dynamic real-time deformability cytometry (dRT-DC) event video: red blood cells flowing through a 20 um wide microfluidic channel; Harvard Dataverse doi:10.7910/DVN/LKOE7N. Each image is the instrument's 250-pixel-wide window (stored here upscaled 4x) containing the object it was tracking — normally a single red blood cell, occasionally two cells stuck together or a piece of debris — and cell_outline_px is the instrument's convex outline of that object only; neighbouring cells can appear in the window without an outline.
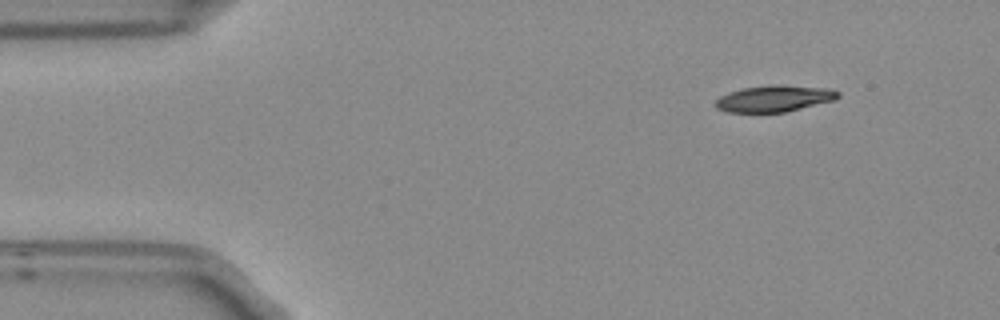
{"species": "Egyptian fruit bat (a non-hibernating species)", "species_latin": "Rousettus aegyptiacus", "temperature_condition": "room temperature", "stored_images_in_passage": 6, "camera_frame_rate_fps": 3000, "um_per_image_px": 0.085, "frame": {"image": 1, "passage_image": 1, "time_ms": 0.0, "image_size_px": [1000, 320], "cell_outline_px": [[840, 96], [836, 100], [784, 112], [728, 112], [716, 108], [712, 104], [720, 96], [728, 92], [744, 88], [768, 84], [828, 88], [840, 92]], "centroid_in_image_um": [65.8, 8.37], "position_along_channel_um": 19.2, "area_um2": 18.96}}
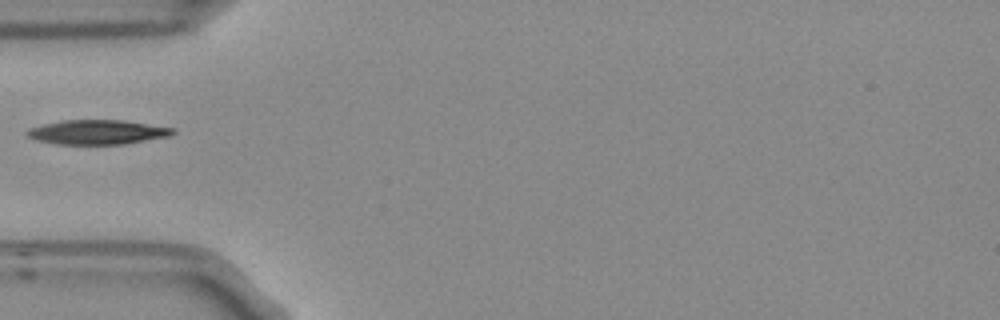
{"frame": {"image": 2, "passage_image": 4, "time_ms": 1.0, "image_size_px": [1000, 320], "cell_outline_px": [[176, 132], [168, 136], [124, 144], [56, 144], [36, 140], [28, 136], [24, 132], [28, 128], [60, 120], [124, 120], [176, 128]], "centroid_in_image_um": [8.26, 11.22], "position_along_channel_um": 76.7, "area_um2": 20.87}}